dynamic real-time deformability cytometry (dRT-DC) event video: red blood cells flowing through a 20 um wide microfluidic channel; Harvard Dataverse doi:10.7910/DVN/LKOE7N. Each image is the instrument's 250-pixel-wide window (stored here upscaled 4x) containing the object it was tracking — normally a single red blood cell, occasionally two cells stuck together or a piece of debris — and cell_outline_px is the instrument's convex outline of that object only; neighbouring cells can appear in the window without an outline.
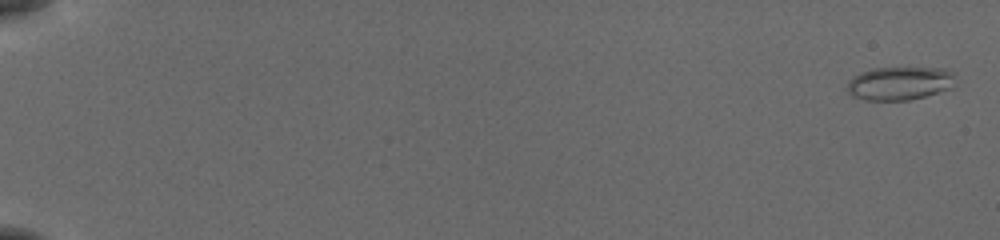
{"species": "common noctule bat (a hibernating species)", "species_latin": "Nyctalus noctula", "temperature_condition": "cold", "stored_images_in_passage": 56, "camera_frame_rate_fps": 3000, "um_per_image_px": 0.085, "animal": {"sex": "female", "body_mass_g": 19.5, "forearm_length_mm": 54.1}, "frame": {"image": 1, "passage_image": 2, "time_ms": 0.333, "image_size_px": [1000, 240], "cell_outline_px": [[952, 88], [924, 96], [908, 100], [864, 100], [852, 96], [848, 92], [848, 80], [860, 72], [872, 68], [944, 68], [952, 72]], "centroid_in_image_um": [76.42, 7.08], "position_along_channel_um": 8.6, "area_um2": 20.87}}
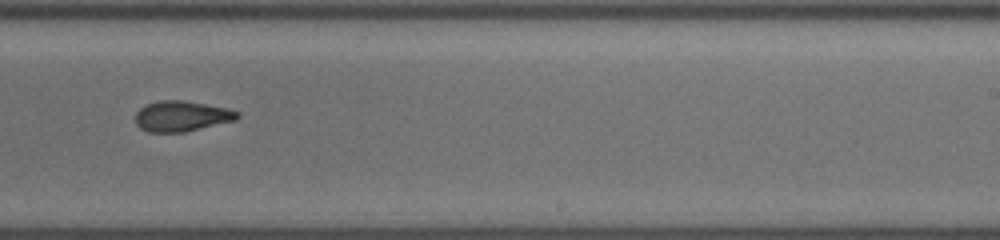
{"frame": {"image": 2, "passage_image": 38, "time_ms": 12.333, "image_size_px": [1000, 240], "cell_outline_px": [[240, 116], [236, 120], [184, 132], [148, 132], [140, 128], [136, 124], [136, 112], [144, 104], [156, 100], [184, 100], [228, 108], [240, 112]], "centroid_in_image_um": [15.43, 9.86], "position_along_channel_um": 273.6, "area_um2": 18.32}}
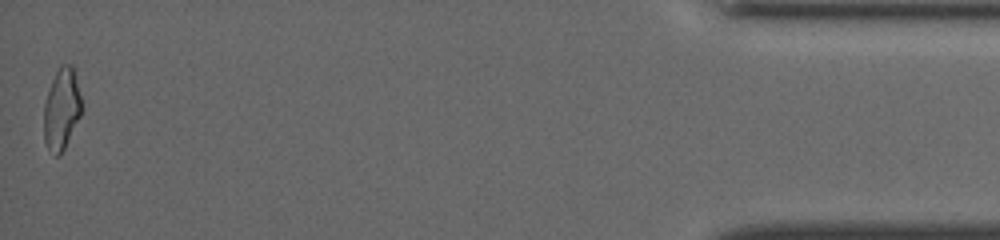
{"frame": {"image": 3, "passage_image": 56, "time_ms": 18.333, "image_size_px": [1000, 240], "cell_outline_px": [[80, 116], [60, 156], [56, 156], [48, 148], [44, 140], [44, 104], [52, 80], [60, 64], [72, 64], [80, 96]], "centroid_in_image_um": [5.21, 9.27], "position_along_channel_um": 430.0, "area_um2": 17.46}, "authors_computed_cell_mechanics": {"area_um2": 18.8717, "velocity_mm_per_s": 3.8799, "shape_relaxation_time_tau1_ms": 5.7484, "shape_relaxation_time_tau2_ms": 2.6474, "deformation_change_tau1": 0.1477, "deformation_change_tau2": 0.0915}}